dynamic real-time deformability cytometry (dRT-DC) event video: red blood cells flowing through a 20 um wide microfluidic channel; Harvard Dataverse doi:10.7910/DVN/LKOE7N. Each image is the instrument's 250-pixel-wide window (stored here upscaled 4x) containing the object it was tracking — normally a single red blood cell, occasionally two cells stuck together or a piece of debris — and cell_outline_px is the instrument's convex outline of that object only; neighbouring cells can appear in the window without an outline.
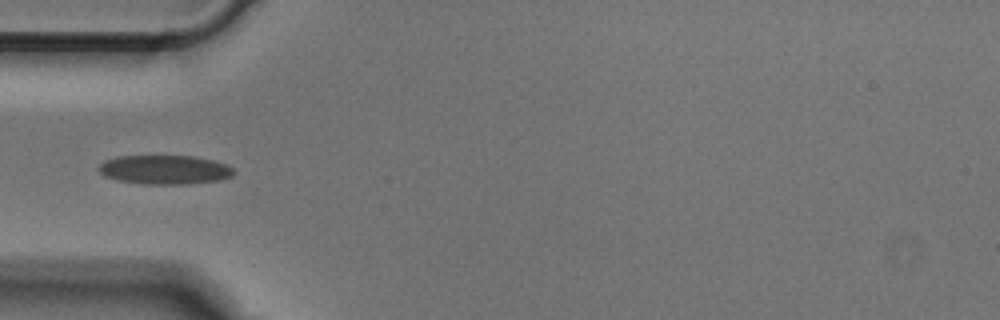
{"species": "Egyptian fruit bat (a non-hibernating species)", "species_latin": "Rousettus aegyptiacus", "temperature_condition": "cold", "stored_images_in_passage": 35, "camera_frame_rate_fps": 3000, "um_per_image_px": 0.085, "animal": {"sex": "male"}, "frame": {"image": 1, "passage_image": 1, "time_ms": 0.0, "image_size_px": [1000, 320], "cell_outline_px": [[236, 172], [232, 176], [220, 180], [184, 184], [144, 184], [120, 180], [104, 176], [96, 168], [104, 160], [116, 156], [196, 156], [228, 164]], "centroid_in_image_um": [14.0, 14.41], "position_along_channel_um": 71.0, "area_um2": 23.0}}
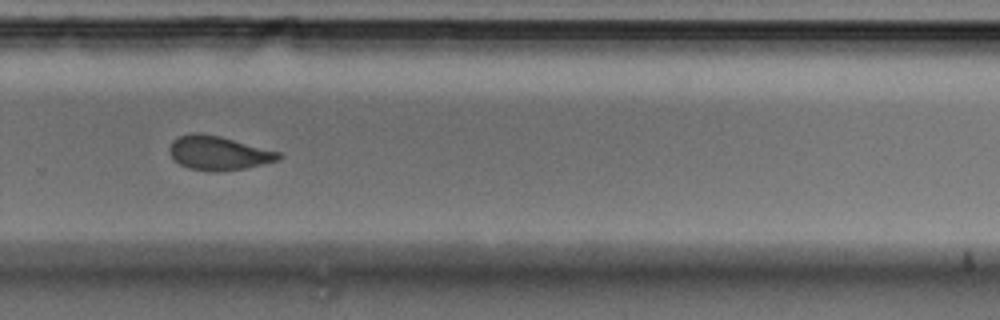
{"frame": {"image": 2, "passage_image": 19, "time_ms": 6.0, "image_size_px": [1000, 320], "cell_outline_px": [[284, 156], [280, 160], [244, 168], [220, 172], [212, 172], [188, 168], [180, 164], [168, 152], [168, 148], [172, 140], [180, 136], [192, 132], [200, 132], [220, 136], [280, 152]], "centroid_in_image_um": [18.57, 13.0], "position_along_channel_um": 311.2, "area_um2": 21.79}}
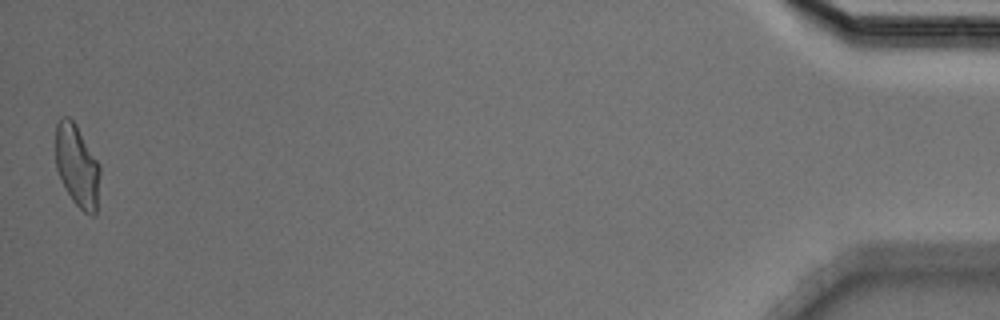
{"frame": {"image": 3, "passage_image": 35, "time_ms": 11.333, "image_size_px": [1000, 320], "cell_outline_px": [[100, 172], [96, 212], [92, 216], [84, 212], [72, 200], [56, 168], [56, 124], [60, 116], [68, 116], [76, 124], [100, 164]], "centroid_in_image_um": [6.56, 14.06], "position_along_channel_um": 428.6, "area_um2": 21.15}}